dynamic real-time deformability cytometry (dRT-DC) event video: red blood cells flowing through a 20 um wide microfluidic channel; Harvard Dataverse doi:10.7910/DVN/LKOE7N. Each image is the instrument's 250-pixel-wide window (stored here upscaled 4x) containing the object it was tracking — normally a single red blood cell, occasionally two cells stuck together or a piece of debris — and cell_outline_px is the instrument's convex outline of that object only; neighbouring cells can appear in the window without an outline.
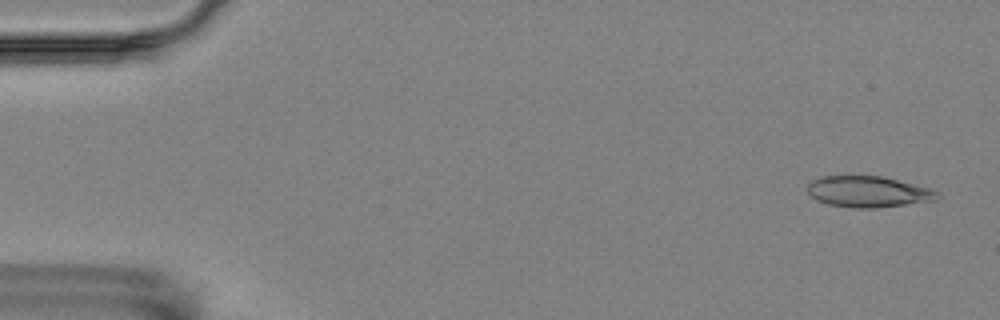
{"species": "Egyptian fruit bat (a non-hibernating species)", "species_latin": "Rousettus aegyptiacus", "temperature_condition": "room temperature", "stored_images_in_passage": 6, "camera_frame_rate_fps": 3000, "um_per_image_px": 0.085, "animal": {"sex": "female"}, "frame": {"image": 1, "passage_image": 1, "time_ms": 0.0, "image_size_px": [1000, 320], "cell_outline_px": [[940, 196], [936, 200], [876, 208], [852, 208], [828, 204], [816, 200], [808, 192], [808, 184], [812, 180], [824, 176], [884, 176], [932, 188], [940, 192]], "centroid_in_image_um": [73.85, 16.29], "position_along_channel_um": 11.2, "area_um2": 23.7}}